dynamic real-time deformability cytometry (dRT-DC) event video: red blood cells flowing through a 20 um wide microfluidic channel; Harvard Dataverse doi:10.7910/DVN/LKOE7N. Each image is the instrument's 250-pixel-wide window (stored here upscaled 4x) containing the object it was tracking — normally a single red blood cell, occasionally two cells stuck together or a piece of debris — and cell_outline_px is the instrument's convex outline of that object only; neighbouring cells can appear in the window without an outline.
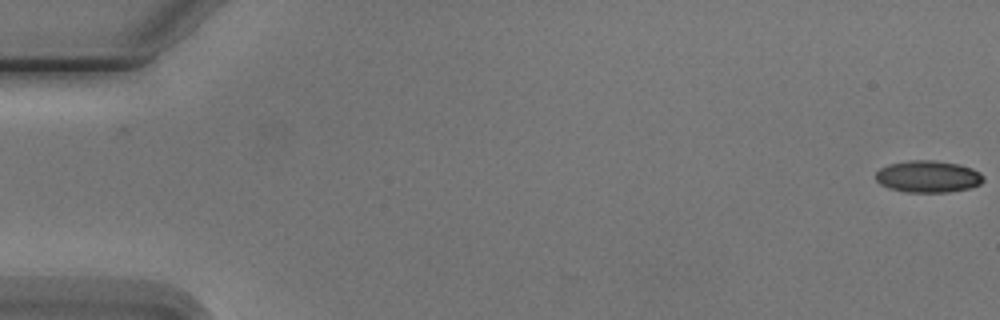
{"species": "Egyptian fruit bat (a non-hibernating species)", "species_latin": "Rousettus aegyptiacus", "temperature_condition": "cold", "stored_images_in_passage": 2, "camera_frame_rate_fps": 3000, "um_per_image_px": 0.085, "animal": {"sex": "male"}, "frame": {"image": 1, "passage_image": 2, "time_ms": 1.0, "image_size_px": [1000, 320], "cell_outline_px": [[984, 180], [980, 184], [968, 188], [948, 192], [908, 192], [892, 188], [880, 184], [876, 180], [876, 172], [880, 168], [888, 164], [908, 160], [936, 160], [960, 164], [972, 168], [980, 172], [984, 176]], "centroid_in_image_um": [78.9, 14.99], "position_along_channel_um": 6.1, "area_um2": 20.06}}